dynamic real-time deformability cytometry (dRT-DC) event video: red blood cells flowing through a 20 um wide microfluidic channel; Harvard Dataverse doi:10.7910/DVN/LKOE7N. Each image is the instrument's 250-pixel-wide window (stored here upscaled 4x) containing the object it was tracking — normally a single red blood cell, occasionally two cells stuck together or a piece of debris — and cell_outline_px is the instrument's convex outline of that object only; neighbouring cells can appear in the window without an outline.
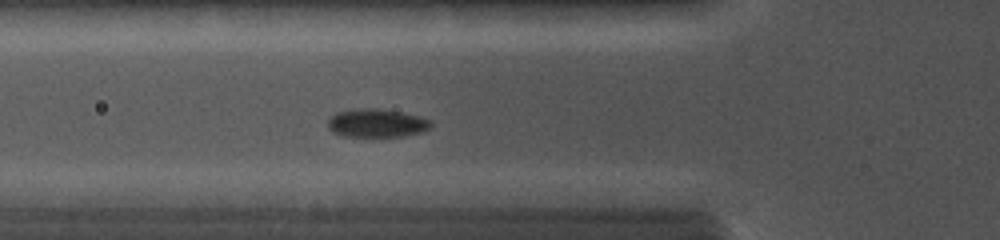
{"species": "common noctule bat (a hibernating species)", "species_latin": "Nyctalus noctula", "temperature_condition": "cold", "stored_images_in_passage": 21, "camera_frame_rate_fps": 5000, "um_per_image_px": 0.085, "animal": {"sex": "female", "body_mass_g": 19.0, "forearm_length_mm": 56.7}, "frame": {"image": 1, "passage_image": 7, "time_ms": 4.2, "image_size_px": [1000, 240], "cell_outline_px": [[432, 124], [428, 128], [420, 132], [400, 136], [344, 136], [332, 132], [328, 128], [328, 120], [336, 112], [352, 108], [380, 108], [404, 112], [420, 116], [432, 120]], "centroid_in_image_um": [32.0, 10.43], "position_along_channel_um": 93.8, "area_um2": 17.17}}
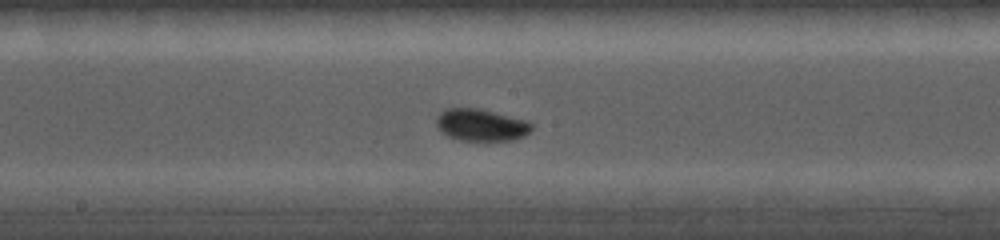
{"frame": {"image": 2, "passage_image": 11, "time_ms": 6.8, "image_size_px": [1000, 240], "cell_outline_px": [[532, 128], [524, 136], [512, 140], [460, 140], [448, 136], [436, 124], [436, 116], [444, 108], [480, 108], [528, 120], [532, 124]], "centroid_in_image_um": [40.9, 10.6], "position_along_channel_um": 207.3, "area_um2": 17.8}}
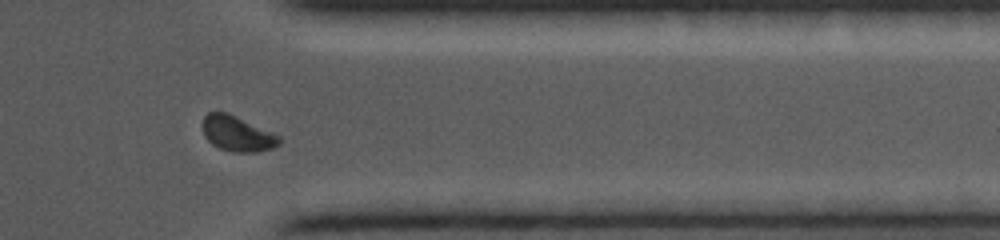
{"frame": {"image": 3, "passage_image": 17, "time_ms": 11.0, "image_size_px": [1000, 240], "cell_outline_px": [[280, 144], [272, 148], [256, 152], [232, 152], [220, 148], [212, 144], [204, 136], [204, 116], [208, 112], [228, 112], [272, 132], [280, 136]], "centroid_in_image_um": [20.18, 11.36], "position_along_channel_um": 391.2, "area_um2": 15.66}}